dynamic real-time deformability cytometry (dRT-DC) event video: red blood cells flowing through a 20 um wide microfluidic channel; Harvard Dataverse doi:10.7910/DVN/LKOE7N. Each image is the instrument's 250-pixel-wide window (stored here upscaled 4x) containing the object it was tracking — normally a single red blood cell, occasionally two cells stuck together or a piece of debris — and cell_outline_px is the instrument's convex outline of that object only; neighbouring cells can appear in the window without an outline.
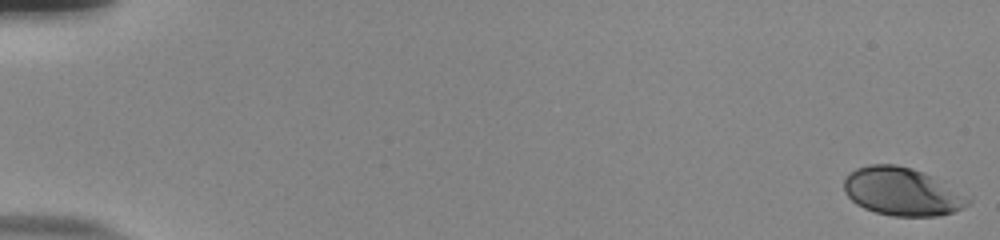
{"species": "human", "species_latin": "Homo sapiens", "temperature_condition": "room temperature", "stored_images_in_passage": 55, "camera_frame_rate_fps": 3000, "um_per_image_px": 0.085, "donor": {"sex": "male"}, "frame": {"image": 1, "passage_image": 1, "time_ms": 0.0, "image_size_px": [1000, 240], "cell_outline_px": [[972, 200], [964, 208], [940, 216], [892, 216], [876, 212], [864, 208], [856, 204], [844, 192], [844, 176], [848, 172], [856, 168], [868, 164], [896, 164], [912, 168], [924, 172], [944, 180], [972, 196]], "centroid_in_image_um": [76.74, 16.27], "position_along_channel_um": 8.3, "area_um2": 35.66}}
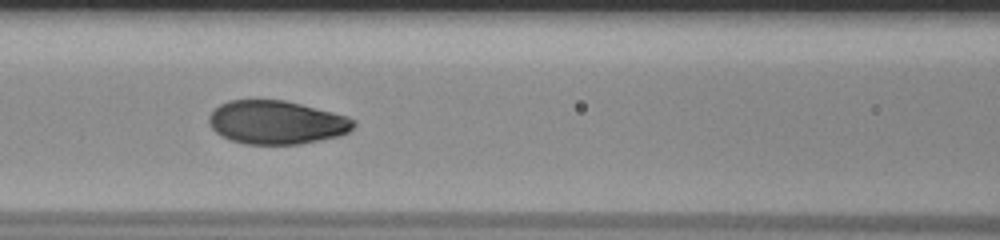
{"frame": {"image": 2, "passage_image": 26, "time_ms": 8.333, "image_size_px": [1000, 240], "cell_outline_px": [[356, 124], [348, 132], [340, 136], [300, 144], [244, 144], [220, 136], [208, 124], [208, 116], [220, 104], [228, 100], [284, 100], [348, 116], [356, 120]], "centroid_in_image_um": [23.5, 10.41], "position_along_channel_um": 143.1, "area_um2": 36.76}}
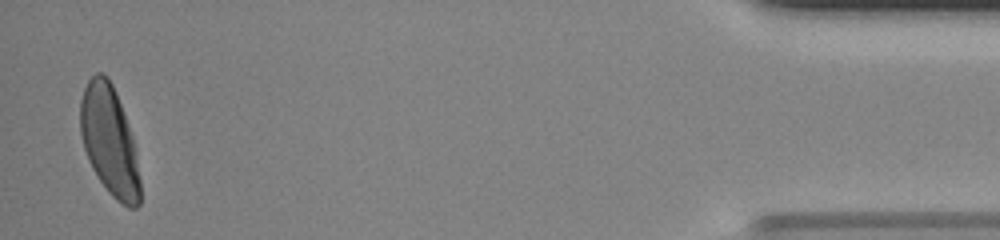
{"frame": {"image": 3, "passage_image": 54, "time_ms": 17.667, "image_size_px": [1000, 240], "cell_outline_px": [[140, 204], [136, 208], [128, 208], [116, 200], [108, 192], [92, 168], [88, 160], [84, 148], [80, 132], [80, 100], [84, 88], [88, 80], [96, 72], [100, 72], [108, 76], [116, 92], [128, 124], [132, 136], [140, 180]], "centroid_in_image_um": [9.29, 11.97], "position_along_channel_um": 425.9, "area_um2": 38.03}, "authors_computed_cell_mechanics": {"area_um2": 37.3388, "velocity_mm_per_s": 3.8376, "shape_relaxation_time_tau1_ms": 3.3947, "shape_relaxation_time_tau2_ms": null, "deformation_change_tau1": 0.1807, "deformation_change_tau2": null}}